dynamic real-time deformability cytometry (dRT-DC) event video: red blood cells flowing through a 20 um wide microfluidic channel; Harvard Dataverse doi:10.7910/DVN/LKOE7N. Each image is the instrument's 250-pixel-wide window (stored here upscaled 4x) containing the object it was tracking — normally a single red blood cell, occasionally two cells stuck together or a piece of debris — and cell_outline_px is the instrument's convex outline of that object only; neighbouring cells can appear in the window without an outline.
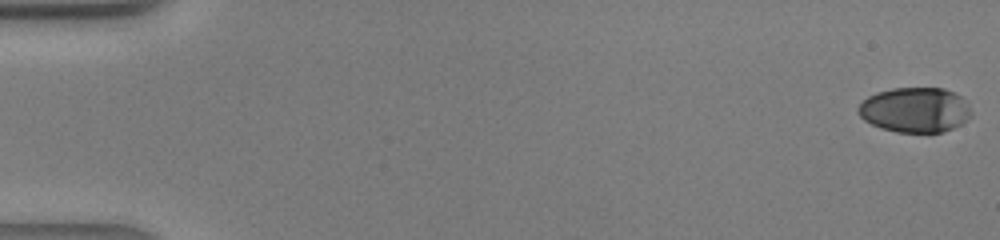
{"species": "human", "species_latin": "Homo sapiens", "temperature_condition": "warm", "stored_images_in_passage": 11, "camera_frame_rate_fps": 3000, "um_per_image_px": 0.085, "donor": {"sex": "male"}, "frame": {"image": 1, "passage_image": 1, "time_ms": 0.0, "image_size_px": [1000, 240], "cell_outline_px": [[972, 116], [960, 124], [944, 132], [896, 132], [880, 128], [864, 120], [860, 116], [856, 108], [868, 96], [876, 92], [892, 88], [944, 88], [956, 92], [960, 96], [972, 112]], "centroid_in_image_um": [77.76, 9.34], "position_along_channel_um": 7.2, "area_um2": 29.71}}